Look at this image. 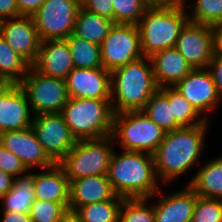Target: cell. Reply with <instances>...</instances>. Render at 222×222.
<instances>
[{"label":"cell","mask_w":222,"mask_h":222,"mask_svg":"<svg viewBox=\"0 0 222 222\" xmlns=\"http://www.w3.org/2000/svg\"><path fill=\"white\" fill-rule=\"evenodd\" d=\"M209 120L193 127H181L166 132L153 154L156 176L161 183H169L189 172L198 164Z\"/></svg>","instance_id":"cell-1"},{"label":"cell","mask_w":222,"mask_h":222,"mask_svg":"<svg viewBox=\"0 0 222 222\" xmlns=\"http://www.w3.org/2000/svg\"><path fill=\"white\" fill-rule=\"evenodd\" d=\"M113 151L107 177L113 191L123 198H151L159 191L152 154L137 151Z\"/></svg>","instance_id":"cell-2"},{"label":"cell","mask_w":222,"mask_h":222,"mask_svg":"<svg viewBox=\"0 0 222 222\" xmlns=\"http://www.w3.org/2000/svg\"><path fill=\"white\" fill-rule=\"evenodd\" d=\"M151 59L143 56L111 72V104L114 113L142 110L158 89Z\"/></svg>","instance_id":"cell-3"},{"label":"cell","mask_w":222,"mask_h":222,"mask_svg":"<svg viewBox=\"0 0 222 222\" xmlns=\"http://www.w3.org/2000/svg\"><path fill=\"white\" fill-rule=\"evenodd\" d=\"M60 114L76 140L100 139L112 134L111 100L69 97Z\"/></svg>","instance_id":"cell-4"},{"label":"cell","mask_w":222,"mask_h":222,"mask_svg":"<svg viewBox=\"0 0 222 222\" xmlns=\"http://www.w3.org/2000/svg\"><path fill=\"white\" fill-rule=\"evenodd\" d=\"M188 10L147 8L137 24L143 56L175 47L182 28L189 21Z\"/></svg>","instance_id":"cell-5"},{"label":"cell","mask_w":222,"mask_h":222,"mask_svg":"<svg viewBox=\"0 0 222 222\" xmlns=\"http://www.w3.org/2000/svg\"><path fill=\"white\" fill-rule=\"evenodd\" d=\"M166 132L141 110L114 113L111 136L122 150L154 154Z\"/></svg>","instance_id":"cell-6"},{"label":"cell","mask_w":222,"mask_h":222,"mask_svg":"<svg viewBox=\"0 0 222 222\" xmlns=\"http://www.w3.org/2000/svg\"><path fill=\"white\" fill-rule=\"evenodd\" d=\"M114 143L112 136L77 140L58 164L70 182L88 176L107 175Z\"/></svg>","instance_id":"cell-7"},{"label":"cell","mask_w":222,"mask_h":222,"mask_svg":"<svg viewBox=\"0 0 222 222\" xmlns=\"http://www.w3.org/2000/svg\"><path fill=\"white\" fill-rule=\"evenodd\" d=\"M18 84L34 115L60 113L69 99L65 80L45 76L32 66Z\"/></svg>","instance_id":"cell-8"},{"label":"cell","mask_w":222,"mask_h":222,"mask_svg":"<svg viewBox=\"0 0 222 222\" xmlns=\"http://www.w3.org/2000/svg\"><path fill=\"white\" fill-rule=\"evenodd\" d=\"M103 68L110 73L143 57L137 25L114 24L101 44Z\"/></svg>","instance_id":"cell-9"},{"label":"cell","mask_w":222,"mask_h":222,"mask_svg":"<svg viewBox=\"0 0 222 222\" xmlns=\"http://www.w3.org/2000/svg\"><path fill=\"white\" fill-rule=\"evenodd\" d=\"M80 6L77 0H45L32 16L40 40L68 38L73 33Z\"/></svg>","instance_id":"cell-10"},{"label":"cell","mask_w":222,"mask_h":222,"mask_svg":"<svg viewBox=\"0 0 222 222\" xmlns=\"http://www.w3.org/2000/svg\"><path fill=\"white\" fill-rule=\"evenodd\" d=\"M31 127L45 153L55 164L77 142L60 113L33 115Z\"/></svg>","instance_id":"cell-11"},{"label":"cell","mask_w":222,"mask_h":222,"mask_svg":"<svg viewBox=\"0 0 222 222\" xmlns=\"http://www.w3.org/2000/svg\"><path fill=\"white\" fill-rule=\"evenodd\" d=\"M174 88L205 120L209 119L207 113L215 110L222 100L207 68L192 69Z\"/></svg>","instance_id":"cell-12"},{"label":"cell","mask_w":222,"mask_h":222,"mask_svg":"<svg viewBox=\"0 0 222 222\" xmlns=\"http://www.w3.org/2000/svg\"><path fill=\"white\" fill-rule=\"evenodd\" d=\"M175 48L192 69L208 68L213 56L211 26L188 21L180 32Z\"/></svg>","instance_id":"cell-13"},{"label":"cell","mask_w":222,"mask_h":222,"mask_svg":"<svg viewBox=\"0 0 222 222\" xmlns=\"http://www.w3.org/2000/svg\"><path fill=\"white\" fill-rule=\"evenodd\" d=\"M0 143L5 149L17 156L29 171L35 167L46 169L55 164L38 142L31 126L20 130L2 132Z\"/></svg>","instance_id":"cell-14"},{"label":"cell","mask_w":222,"mask_h":222,"mask_svg":"<svg viewBox=\"0 0 222 222\" xmlns=\"http://www.w3.org/2000/svg\"><path fill=\"white\" fill-rule=\"evenodd\" d=\"M65 82L69 97L111 100V73L103 67H74Z\"/></svg>","instance_id":"cell-15"},{"label":"cell","mask_w":222,"mask_h":222,"mask_svg":"<svg viewBox=\"0 0 222 222\" xmlns=\"http://www.w3.org/2000/svg\"><path fill=\"white\" fill-rule=\"evenodd\" d=\"M1 36L15 53L32 66L36 61L41 44L33 17L18 16L6 19Z\"/></svg>","instance_id":"cell-16"},{"label":"cell","mask_w":222,"mask_h":222,"mask_svg":"<svg viewBox=\"0 0 222 222\" xmlns=\"http://www.w3.org/2000/svg\"><path fill=\"white\" fill-rule=\"evenodd\" d=\"M32 67L45 76L65 80L74 68L67 40L41 41L38 56Z\"/></svg>","instance_id":"cell-17"},{"label":"cell","mask_w":222,"mask_h":222,"mask_svg":"<svg viewBox=\"0 0 222 222\" xmlns=\"http://www.w3.org/2000/svg\"><path fill=\"white\" fill-rule=\"evenodd\" d=\"M157 191L150 199L159 196L154 205L155 222H191L196 203V193L186 185L179 191L164 195ZM160 194V195H159Z\"/></svg>","instance_id":"cell-18"},{"label":"cell","mask_w":222,"mask_h":222,"mask_svg":"<svg viewBox=\"0 0 222 222\" xmlns=\"http://www.w3.org/2000/svg\"><path fill=\"white\" fill-rule=\"evenodd\" d=\"M27 96L19 84H13L0 96V131H15L31 126L33 117Z\"/></svg>","instance_id":"cell-19"},{"label":"cell","mask_w":222,"mask_h":222,"mask_svg":"<svg viewBox=\"0 0 222 222\" xmlns=\"http://www.w3.org/2000/svg\"><path fill=\"white\" fill-rule=\"evenodd\" d=\"M116 196L107 175L83 177L70 182L69 210L76 211L81 206L114 199Z\"/></svg>","instance_id":"cell-20"},{"label":"cell","mask_w":222,"mask_h":222,"mask_svg":"<svg viewBox=\"0 0 222 222\" xmlns=\"http://www.w3.org/2000/svg\"><path fill=\"white\" fill-rule=\"evenodd\" d=\"M154 79L159 88L174 87L192 70L185 58L175 48H168L150 57Z\"/></svg>","instance_id":"cell-21"},{"label":"cell","mask_w":222,"mask_h":222,"mask_svg":"<svg viewBox=\"0 0 222 222\" xmlns=\"http://www.w3.org/2000/svg\"><path fill=\"white\" fill-rule=\"evenodd\" d=\"M35 199L69 202L70 181L59 164L33 173Z\"/></svg>","instance_id":"cell-22"},{"label":"cell","mask_w":222,"mask_h":222,"mask_svg":"<svg viewBox=\"0 0 222 222\" xmlns=\"http://www.w3.org/2000/svg\"><path fill=\"white\" fill-rule=\"evenodd\" d=\"M194 175L187 184L198 196L222 199V156L206 162Z\"/></svg>","instance_id":"cell-23"},{"label":"cell","mask_w":222,"mask_h":222,"mask_svg":"<svg viewBox=\"0 0 222 222\" xmlns=\"http://www.w3.org/2000/svg\"><path fill=\"white\" fill-rule=\"evenodd\" d=\"M113 25V20L92 13L80 6L72 35L101 46Z\"/></svg>","instance_id":"cell-24"},{"label":"cell","mask_w":222,"mask_h":222,"mask_svg":"<svg viewBox=\"0 0 222 222\" xmlns=\"http://www.w3.org/2000/svg\"><path fill=\"white\" fill-rule=\"evenodd\" d=\"M0 200L3 211L29 213L35 201L33 172L15 178L12 188Z\"/></svg>","instance_id":"cell-25"},{"label":"cell","mask_w":222,"mask_h":222,"mask_svg":"<svg viewBox=\"0 0 222 222\" xmlns=\"http://www.w3.org/2000/svg\"><path fill=\"white\" fill-rule=\"evenodd\" d=\"M141 111L165 132L181 128L172 115L167 99V87L158 88Z\"/></svg>","instance_id":"cell-26"},{"label":"cell","mask_w":222,"mask_h":222,"mask_svg":"<svg viewBox=\"0 0 222 222\" xmlns=\"http://www.w3.org/2000/svg\"><path fill=\"white\" fill-rule=\"evenodd\" d=\"M74 67L92 69L103 67L101 60V47L87 40L74 37L72 34L66 38Z\"/></svg>","instance_id":"cell-27"},{"label":"cell","mask_w":222,"mask_h":222,"mask_svg":"<svg viewBox=\"0 0 222 222\" xmlns=\"http://www.w3.org/2000/svg\"><path fill=\"white\" fill-rule=\"evenodd\" d=\"M123 200V197L116 196L114 199L81 206L75 212L82 222H118Z\"/></svg>","instance_id":"cell-28"},{"label":"cell","mask_w":222,"mask_h":222,"mask_svg":"<svg viewBox=\"0 0 222 222\" xmlns=\"http://www.w3.org/2000/svg\"><path fill=\"white\" fill-rule=\"evenodd\" d=\"M30 65L0 36V75L18 84L27 74Z\"/></svg>","instance_id":"cell-29"},{"label":"cell","mask_w":222,"mask_h":222,"mask_svg":"<svg viewBox=\"0 0 222 222\" xmlns=\"http://www.w3.org/2000/svg\"><path fill=\"white\" fill-rule=\"evenodd\" d=\"M167 99L181 127H193L206 121L174 87H167Z\"/></svg>","instance_id":"cell-30"},{"label":"cell","mask_w":222,"mask_h":222,"mask_svg":"<svg viewBox=\"0 0 222 222\" xmlns=\"http://www.w3.org/2000/svg\"><path fill=\"white\" fill-rule=\"evenodd\" d=\"M149 200L151 201L150 198H124L118 222H155L154 205H150Z\"/></svg>","instance_id":"cell-31"},{"label":"cell","mask_w":222,"mask_h":222,"mask_svg":"<svg viewBox=\"0 0 222 222\" xmlns=\"http://www.w3.org/2000/svg\"><path fill=\"white\" fill-rule=\"evenodd\" d=\"M189 1L193 5V10L187 13L189 21L210 26L222 22V0Z\"/></svg>","instance_id":"cell-32"},{"label":"cell","mask_w":222,"mask_h":222,"mask_svg":"<svg viewBox=\"0 0 222 222\" xmlns=\"http://www.w3.org/2000/svg\"><path fill=\"white\" fill-rule=\"evenodd\" d=\"M114 24L137 25L148 8L145 0H112Z\"/></svg>","instance_id":"cell-33"},{"label":"cell","mask_w":222,"mask_h":222,"mask_svg":"<svg viewBox=\"0 0 222 222\" xmlns=\"http://www.w3.org/2000/svg\"><path fill=\"white\" fill-rule=\"evenodd\" d=\"M68 209L69 202L35 199L31 205L29 216L31 222H58Z\"/></svg>","instance_id":"cell-34"},{"label":"cell","mask_w":222,"mask_h":222,"mask_svg":"<svg viewBox=\"0 0 222 222\" xmlns=\"http://www.w3.org/2000/svg\"><path fill=\"white\" fill-rule=\"evenodd\" d=\"M191 222H222V199L204 198L196 194Z\"/></svg>","instance_id":"cell-35"},{"label":"cell","mask_w":222,"mask_h":222,"mask_svg":"<svg viewBox=\"0 0 222 222\" xmlns=\"http://www.w3.org/2000/svg\"><path fill=\"white\" fill-rule=\"evenodd\" d=\"M0 170L17 178L28 174L30 171L25 167L23 162L15 156L12 152L8 151L0 143Z\"/></svg>","instance_id":"cell-36"},{"label":"cell","mask_w":222,"mask_h":222,"mask_svg":"<svg viewBox=\"0 0 222 222\" xmlns=\"http://www.w3.org/2000/svg\"><path fill=\"white\" fill-rule=\"evenodd\" d=\"M81 6L92 13L113 20L112 0H84Z\"/></svg>","instance_id":"cell-37"},{"label":"cell","mask_w":222,"mask_h":222,"mask_svg":"<svg viewBox=\"0 0 222 222\" xmlns=\"http://www.w3.org/2000/svg\"><path fill=\"white\" fill-rule=\"evenodd\" d=\"M207 69L212 75L217 93L222 98V55L213 54Z\"/></svg>","instance_id":"cell-38"},{"label":"cell","mask_w":222,"mask_h":222,"mask_svg":"<svg viewBox=\"0 0 222 222\" xmlns=\"http://www.w3.org/2000/svg\"><path fill=\"white\" fill-rule=\"evenodd\" d=\"M45 0H16L20 16L32 17Z\"/></svg>","instance_id":"cell-39"},{"label":"cell","mask_w":222,"mask_h":222,"mask_svg":"<svg viewBox=\"0 0 222 222\" xmlns=\"http://www.w3.org/2000/svg\"><path fill=\"white\" fill-rule=\"evenodd\" d=\"M187 0H145L148 8H175V9H187Z\"/></svg>","instance_id":"cell-40"},{"label":"cell","mask_w":222,"mask_h":222,"mask_svg":"<svg viewBox=\"0 0 222 222\" xmlns=\"http://www.w3.org/2000/svg\"><path fill=\"white\" fill-rule=\"evenodd\" d=\"M20 16L16 0H0V17L4 20Z\"/></svg>","instance_id":"cell-41"},{"label":"cell","mask_w":222,"mask_h":222,"mask_svg":"<svg viewBox=\"0 0 222 222\" xmlns=\"http://www.w3.org/2000/svg\"><path fill=\"white\" fill-rule=\"evenodd\" d=\"M213 33V54L222 55V22L211 25Z\"/></svg>","instance_id":"cell-42"},{"label":"cell","mask_w":222,"mask_h":222,"mask_svg":"<svg viewBox=\"0 0 222 222\" xmlns=\"http://www.w3.org/2000/svg\"><path fill=\"white\" fill-rule=\"evenodd\" d=\"M1 222H31L29 213L3 211Z\"/></svg>","instance_id":"cell-43"},{"label":"cell","mask_w":222,"mask_h":222,"mask_svg":"<svg viewBox=\"0 0 222 222\" xmlns=\"http://www.w3.org/2000/svg\"><path fill=\"white\" fill-rule=\"evenodd\" d=\"M15 177L0 170V199L12 188Z\"/></svg>","instance_id":"cell-44"},{"label":"cell","mask_w":222,"mask_h":222,"mask_svg":"<svg viewBox=\"0 0 222 222\" xmlns=\"http://www.w3.org/2000/svg\"><path fill=\"white\" fill-rule=\"evenodd\" d=\"M58 222H82V220L75 211L68 209Z\"/></svg>","instance_id":"cell-45"},{"label":"cell","mask_w":222,"mask_h":222,"mask_svg":"<svg viewBox=\"0 0 222 222\" xmlns=\"http://www.w3.org/2000/svg\"><path fill=\"white\" fill-rule=\"evenodd\" d=\"M13 83L7 78L0 75V96L5 93Z\"/></svg>","instance_id":"cell-46"},{"label":"cell","mask_w":222,"mask_h":222,"mask_svg":"<svg viewBox=\"0 0 222 222\" xmlns=\"http://www.w3.org/2000/svg\"><path fill=\"white\" fill-rule=\"evenodd\" d=\"M4 21H5V20L0 17V36L2 35V29H3Z\"/></svg>","instance_id":"cell-47"},{"label":"cell","mask_w":222,"mask_h":222,"mask_svg":"<svg viewBox=\"0 0 222 222\" xmlns=\"http://www.w3.org/2000/svg\"><path fill=\"white\" fill-rule=\"evenodd\" d=\"M80 4H82L84 2V0H77Z\"/></svg>","instance_id":"cell-48"}]
</instances>
